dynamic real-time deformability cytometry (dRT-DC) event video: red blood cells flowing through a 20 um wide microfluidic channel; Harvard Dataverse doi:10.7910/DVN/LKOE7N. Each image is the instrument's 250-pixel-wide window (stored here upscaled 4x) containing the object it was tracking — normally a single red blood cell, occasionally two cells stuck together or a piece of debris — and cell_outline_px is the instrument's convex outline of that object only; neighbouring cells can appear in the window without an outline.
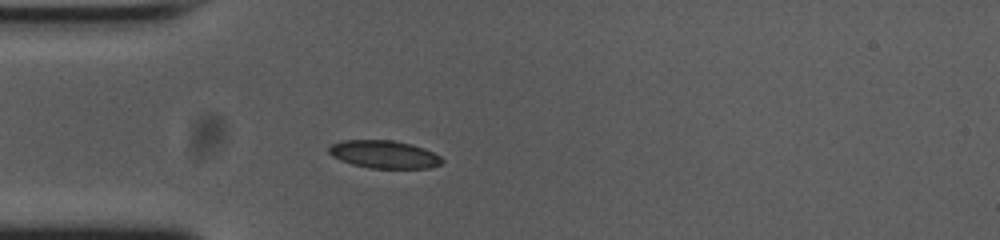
{"species": "common noctule bat (a hibernating species)", "species_latin": "Nyctalus noctula", "temperature_condition": "cold", "stored_images_in_passage": 40, "camera_frame_rate_fps": 3000, "um_per_image_px": 0.085, "animal": {"sex": "female", "body_mass_g": 23.0, "forearm_length_mm": 53.4}, "frame": {"image": 1, "passage_image": 1, "time_ms": 0.0, "image_size_px": [1000, 240], "cell_outline_px": [[444, 160], [440, 164], [428, 168], [368, 168], [352, 164], [340, 160], [332, 156], [328, 152], [328, 148], [332, 144], [344, 140], [392, 140], [412, 144], [424, 148], [440, 156]], "centroid_in_image_um": [32.64, 13.12], "position_along_channel_um": 52.4, "area_um2": 18.32}}
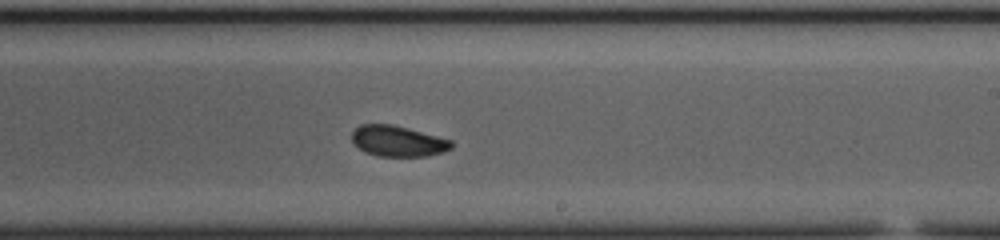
{"frame": {"image": 2, "passage_image": 18, "time_ms": 5.667, "image_size_px": [1000, 240], "cell_outline_px": [[452, 148], [444, 152], [428, 156], [376, 156], [352, 144], [352, 132], [360, 124], [392, 124], [408, 128], [452, 140]], "centroid_in_image_um": [33.82, 11.99], "position_along_channel_um": 255.2, "area_um2": 17.86}}
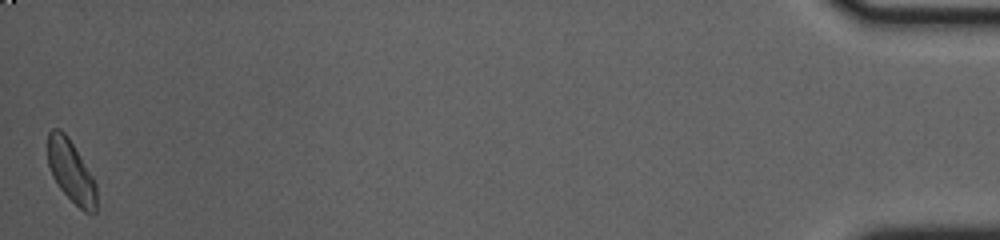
{"frame": {"image": 3, "passage_image": 40, "time_ms": 13.0, "image_size_px": [1000, 240], "cell_outline_px": [[96, 212], [84, 212], [60, 188], [52, 176], [48, 164], [48, 132], [52, 128], [60, 128], [68, 136], [92, 176], [96, 184]], "centroid_in_image_um": [6.02, 14.53], "position_along_channel_um": 429.2, "area_um2": 17.46}, "authors_computed_cell_mechanics": {"area_um2": 18.1781, "velocity_mm_per_s": 3.7162, "shape_relaxation_time_tau1_ms": 2.7683, "shape_relaxation_time_tau2_ms": 4.4462, "deformation_change_tau1": 0.0712, "deformation_change_tau2": 0.0693}}